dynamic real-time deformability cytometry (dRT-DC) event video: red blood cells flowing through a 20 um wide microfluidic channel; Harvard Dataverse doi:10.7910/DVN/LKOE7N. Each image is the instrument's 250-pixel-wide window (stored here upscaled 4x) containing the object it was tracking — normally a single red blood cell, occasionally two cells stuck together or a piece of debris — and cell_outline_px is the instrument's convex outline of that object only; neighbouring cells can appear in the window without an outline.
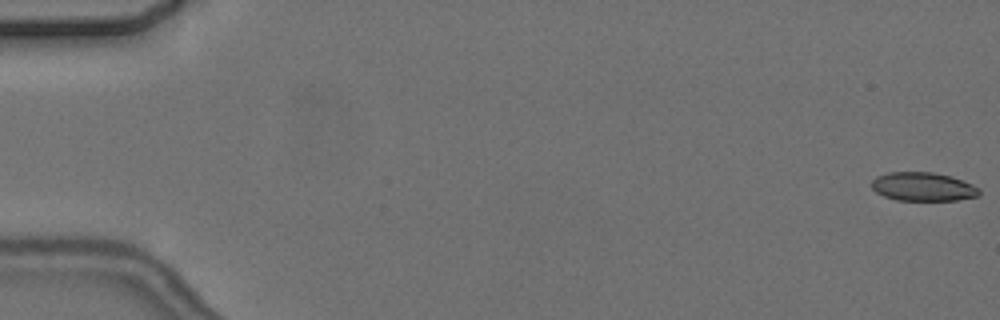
{"species": "common noctule bat (a hibernating species)", "species_latin": "Nyctalus noctula", "temperature_condition": "cold", "stored_images_in_passage": 6, "camera_frame_rate_fps": 3000, "um_per_image_px": 0.085, "animal": {"sex": "female", "body_mass_g": 24.6, "forearm_length_mm": 56.2}, "frame": {"image": 1, "passage_image": 1, "time_ms": 0.0, "image_size_px": [1000, 320], "cell_outline_px": [[980, 196], [956, 200], [896, 200], [884, 196], [876, 192], [872, 188], [872, 180], [876, 176], [888, 172], [932, 172], [952, 176], [972, 184], [980, 188]], "centroid_in_image_um": [78.47, 15.86], "position_along_channel_um": 6.5, "area_um2": 18.09}}